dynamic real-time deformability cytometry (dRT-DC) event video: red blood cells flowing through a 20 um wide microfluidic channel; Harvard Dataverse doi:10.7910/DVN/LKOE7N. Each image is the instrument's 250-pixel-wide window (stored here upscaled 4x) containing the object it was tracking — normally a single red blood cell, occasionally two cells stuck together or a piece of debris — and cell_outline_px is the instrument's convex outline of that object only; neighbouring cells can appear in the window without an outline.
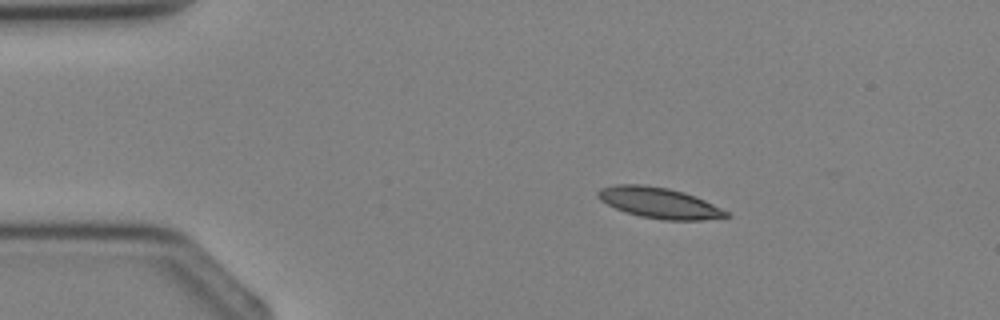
{"species": "Egyptian fruit bat (a non-hibernating species)", "species_latin": "Rousettus aegyptiacus", "temperature_condition": "cold", "stored_images_in_passage": 2, "camera_frame_rate_fps": 3000, "um_per_image_px": 0.085, "animal": {"sex": "female"}, "frame": {"image": 1, "passage_image": 1, "time_ms": 0.0, "image_size_px": [1000, 320], "cell_outline_px": [[732, 216], [700, 220], [664, 220], [640, 216], [624, 212], [600, 200], [596, 196], [596, 192], [600, 188], [616, 184], [644, 184], [668, 188], [684, 192], [704, 200], [728, 212]], "centroid_in_image_um": [55.99, 17.23], "position_along_channel_um": 29.0, "area_um2": 22.95}}